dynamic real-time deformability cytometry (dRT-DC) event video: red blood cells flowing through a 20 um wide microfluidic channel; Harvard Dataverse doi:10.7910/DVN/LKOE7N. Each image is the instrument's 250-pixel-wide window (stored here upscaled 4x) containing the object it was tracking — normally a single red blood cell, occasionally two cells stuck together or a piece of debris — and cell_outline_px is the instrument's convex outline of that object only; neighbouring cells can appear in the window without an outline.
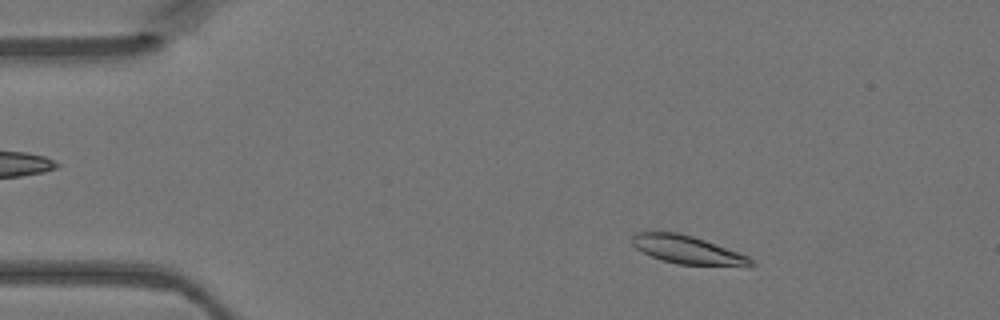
{"species": "Egyptian fruit bat (a non-hibernating species)", "species_latin": "Rousettus aegyptiacus", "temperature_condition": "warm", "stored_images_in_passage": 35, "camera_frame_rate_fps": 3000, "um_per_image_px": 0.085, "animal": {"sex": "female"}, "frame": {"image": 1, "passage_image": 6, "time_ms": 1.667, "image_size_px": [1000, 320], "cell_outline_px": [[756, 264], [748, 268], [680, 264], [664, 260], [652, 256], [636, 248], [632, 244], [632, 236], [636, 232], [676, 232], [692, 236], [704, 240], [748, 256]], "centroid_in_image_um": [58.52, 21.27], "position_along_channel_um": 26.5, "area_um2": 19.59}}
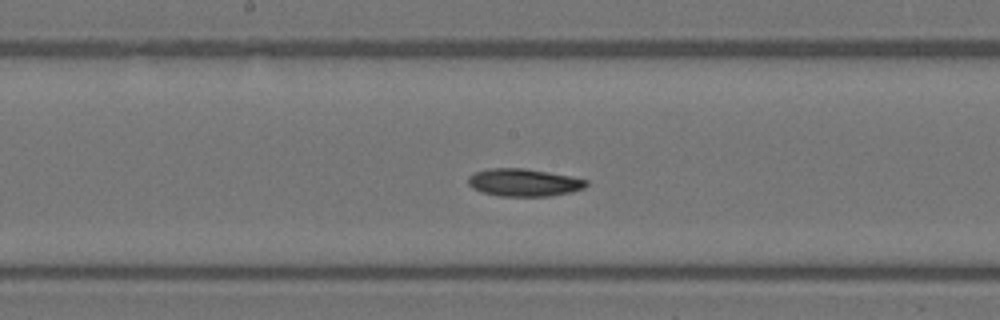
{"frame": {"image": 2, "passage_image": 23, "time_ms": 7.333, "image_size_px": [1000, 320], "cell_outline_px": [[588, 184], [584, 188], [572, 192], [548, 196], [500, 196], [480, 192], [472, 188], [468, 184], [468, 176], [476, 172], [488, 168], [524, 168], [548, 172], [588, 180]], "centroid_in_image_um": [44.5, 15.51], "position_along_channel_um": 203.7, "area_um2": 19.02}}
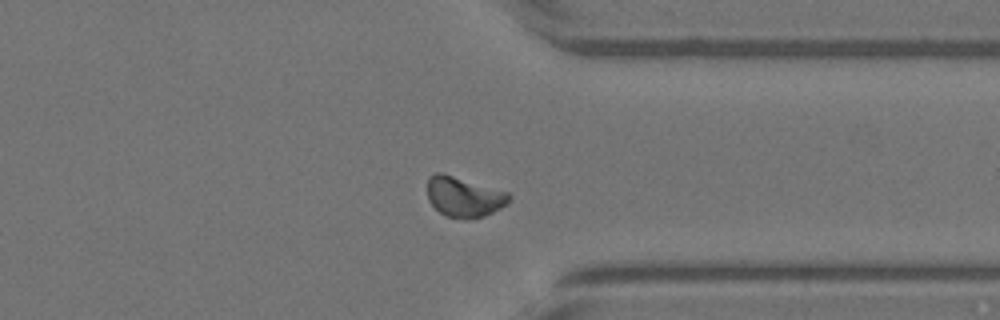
{"frame": {"image": 3, "passage_image": 35, "time_ms": 11.333, "image_size_px": [1000, 320], "cell_outline_px": [[512, 196], [508, 204], [484, 216], [444, 216], [428, 200], [428, 180], [436, 172], [444, 172], [508, 192]], "centroid_in_image_um": [39.46, 16.68], "position_along_channel_um": 371.9, "area_um2": 18.79}}